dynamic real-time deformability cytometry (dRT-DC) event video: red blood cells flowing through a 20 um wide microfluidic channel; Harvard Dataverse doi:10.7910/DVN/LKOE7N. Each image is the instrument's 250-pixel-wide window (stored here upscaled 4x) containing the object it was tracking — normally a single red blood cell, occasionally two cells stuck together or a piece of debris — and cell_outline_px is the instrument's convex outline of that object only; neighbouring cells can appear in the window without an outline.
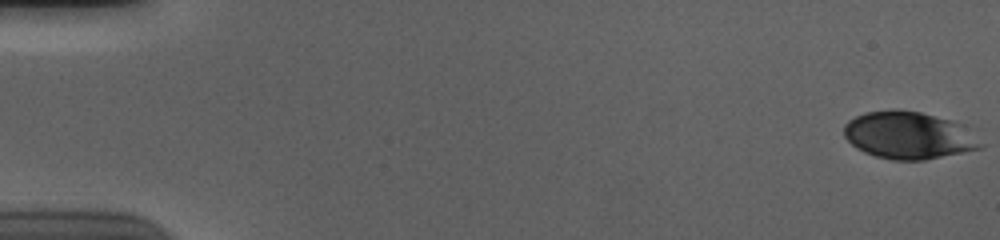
{"species": "human", "species_latin": "Homo sapiens", "temperature_condition": "cold", "stored_images_in_passage": 56, "camera_frame_rate_fps": 3000, "um_per_image_px": 0.085, "donor": {"sex": "male"}, "frame": {"image": 1, "passage_image": 1, "time_ms": 0.0, "image_size_px": [1000, 240], "cell_outline_px": [[984, 148], [924, 160], [892, 160], [876, 156], [864, 152], [856, 148], [844, 136], [844, 124], [848, 120], [864, 112], [892, 108], [896, 108], [920, 112], [968, 124], [984, 144]], "centroid_in_image_um": [77.3, 11.48], "position_along_channel_um": 7.7, "area_um2": 38.55}}
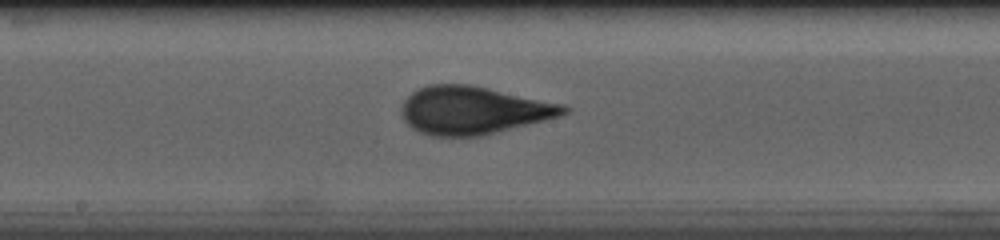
{"frame": {"image": 2, "passage_image": 31, "time_ms": 10.0, "image_size_px": [1000, 240], "cell_outline_px": [[572, 108], [568, 112], [560, 116], [480, 136], [432, 136], [420, 132], [412, 128], [404, 120], [400, 112], [400, 108], [404, 100], [416, 88], [428, 84], [468, 84], [564, 104]], "centroid_in_image_um": [40.19, 9.37], "position_along_channel_um": 208.0, "area_um2": 45.2}}
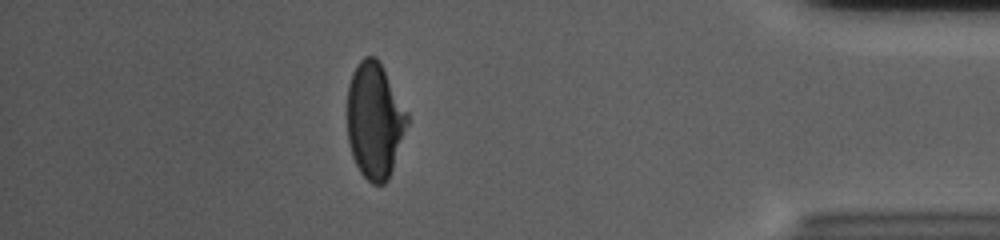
{"frame": {"image": 3, "passage_image": 50, "time_ms": 16.333, "image_size_px": [1000, 240], "cell_outline_px": [[408, 124], [388, 180], [384, 184], [372, 184], [360, 172], [352, 156], [348, 140], [348, 84], [352, 72], [356, 64], [364, 56], [376, 56], [408, 112]], "centroid_in_image_um": [31.84, 10.23], "position_along_channel_um": 403.4, "area_um2": 40.4}, "authors_computed_cell_mechanics": {"area_um2": 42.5986, "velocity_mm_per_s": 3.7087, "shape_relaxation_time_tau1_ms": 4.3124, "shape_relaxation_time_tau2_ms": null, "deformation_change_tau1": 0.1662, "deformation_change_tau2": null}}